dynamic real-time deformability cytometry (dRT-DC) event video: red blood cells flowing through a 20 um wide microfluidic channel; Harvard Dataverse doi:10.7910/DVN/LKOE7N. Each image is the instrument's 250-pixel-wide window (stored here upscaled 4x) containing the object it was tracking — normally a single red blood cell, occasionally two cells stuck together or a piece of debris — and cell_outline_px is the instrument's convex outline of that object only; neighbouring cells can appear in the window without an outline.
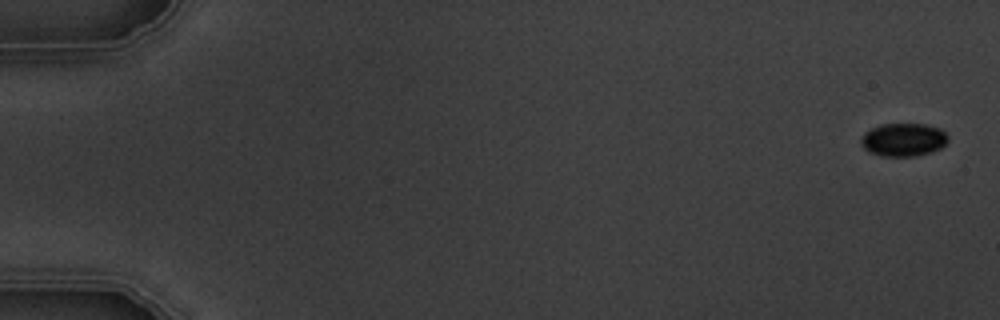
{"species": "common noctule bat (a hibernating species)", "species_latin": "Nyctalus noctula", "temperature_condition": "warm", "stored_images_in_passage": 9, "camera_frame_rate_fps": 3000, "um_per_image_px": 0.085, "animal": {"sex": "male", "body_mass_g": 19.5, "forearm_length_mm": 54.6}, "frame": {"image": 1, "passage_image": 1, "time_ms": 0.0, "image_size_px": [1000, 320], "cell_outline_px": [[948, 140], [940, 148], [932, 152], [916, 156], [880, 156], [868, 152], [860, 144], [860, 140], [864, 132], [880, 124], [924, 124], [940, 128], [948, 136]], "centroid_in_image_um": [76.76, 11.88], "position_along_channel_um": 8.2, "area_um2": 16.94}}
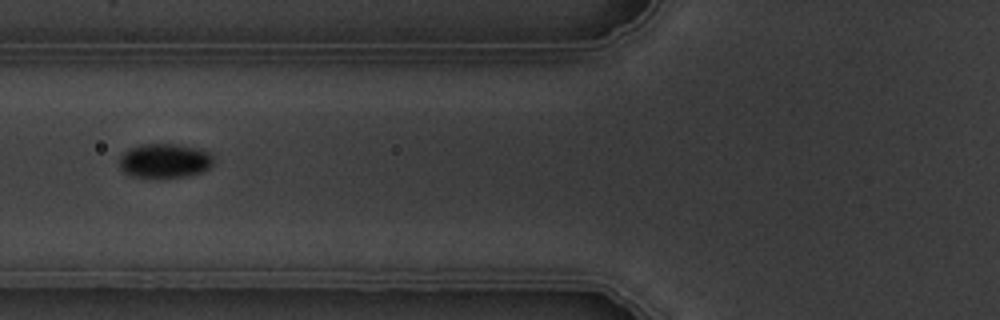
{"frame": {"image": 2, "passage_image": 7, "time_ms": 7.0, "image_size_px": [1000, 320], "cell_outline_px": [[212, 164], [208, 168], [200, 172], [188, 176], [152, 180], [132, 176], [124, 172], [120, 168], [120, 156], [124, 152], [140, 144], [180, 144], [200, 148], [208, 152], [212, 156]], "centroid_in_image_um": [13.98, 13.69], "position_along_channel_um": 111.8, "area_um2": 19.31}}
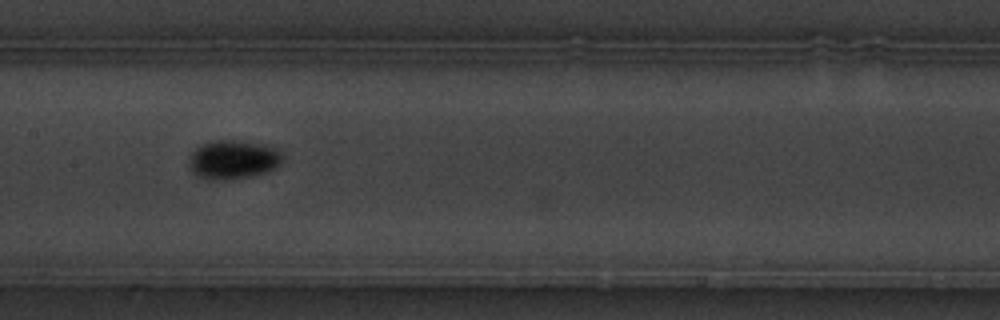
{"frame": {"image": 3, "passage_image": 9, "time_ms": 9.0, "image_size_px": [1000, 320], "cell_outline_px": [[284, 160], [276, 168], [268, 172], [252, 176], [232, 180], [208, 180], [196, 176], [192, 172], [188, 164], [192, 152], [196, 148], [204, 144], [216, 140], [236, 140], [264, 144], [280, 148], [284, 152]], "centroid_in_image_um": [19.88, 13.58], "position_along_channel_um": 187.5, "area_um2": 21.85}}